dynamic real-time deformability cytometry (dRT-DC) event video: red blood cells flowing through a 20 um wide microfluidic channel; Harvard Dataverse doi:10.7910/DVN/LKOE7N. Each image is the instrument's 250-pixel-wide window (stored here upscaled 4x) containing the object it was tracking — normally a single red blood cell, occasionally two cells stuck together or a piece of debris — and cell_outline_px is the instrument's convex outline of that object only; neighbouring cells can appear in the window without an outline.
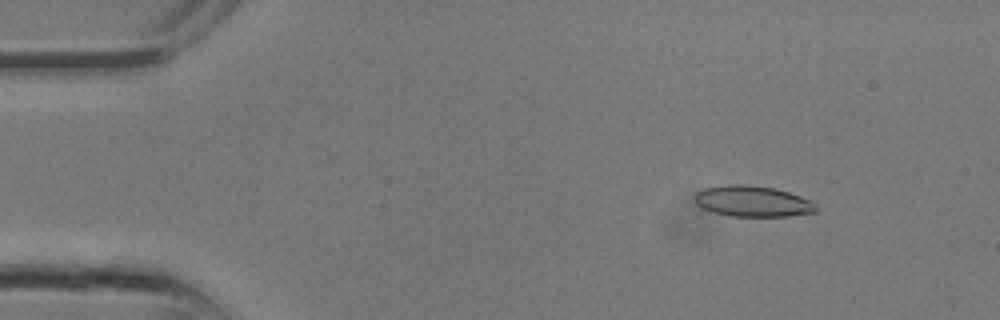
{"species": "common noctule bat (a hibernating species)", "species_latin": "Nyctalus noctula", "temperature_condition": "room temperature", "stored_images_in_passage": 15, "camera_frame_rate_fps": 3000, "um_per_image_px": 0.085, "animal": {"sex": "male", "body_mass_g": 13.3}, "frame": {"image": 1, "passage_image": 4, "time_ms": 1.0, "image_size_px": [1000, 320], "cell_outline_px": [[816, 212], [788, 216], [732, 216], [712, 212], [696, 204], [692, 196], [696, 192], [704, 188], [728, 184], [744, 184], [776, 188], [800, 196], [808, 200], [816, 208]], "centroid_in_image_um": [63.9, 17.1], "position_along_channel_um": 21.1, "area_um2": 21.79}}
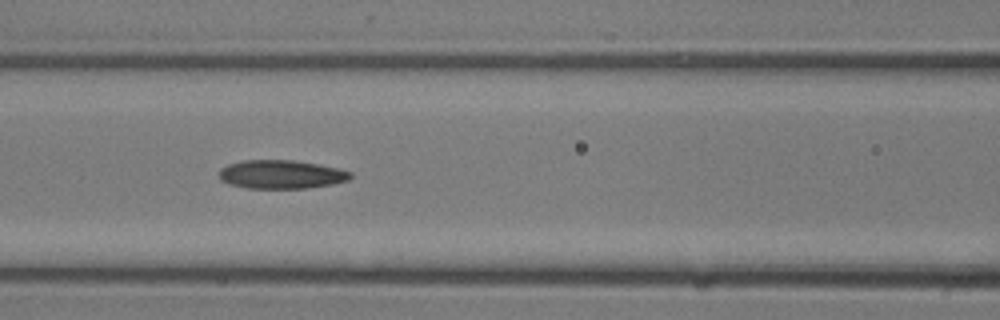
{"frame": {"image": 2, "passage_image": 12, "time_ms": 3.667, "image_size_px": [1000, 320], "cell_outline_px": [[352, 176], [348, 180], [332, 184], [308, 188], [248, 188], [228, 184], [220, 180], [220, 168], [228, 164], [244, 160], [292, 160], [320, 164], [340, 168], [352, 172]], "centroid_in_image_um": [23.92, 14.82], "position_along_channel_um": 142.7, "area_um2": 22.02}}
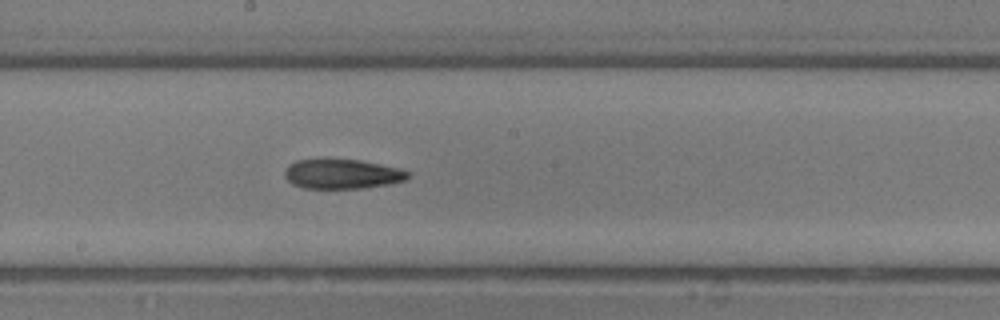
{"frame": {"image": 3, "passage_image": 15, "time_ms": 4.667, "image_size_px": [1000, 320], "cell_outline_px": [[412, 172], [404, 180], [388, 184], [364, 188], [304, 188], [292, 184], [284, 176], [284, 172], [288, 164], [296, 160], [320, 156], [360, 160], [400, 168]], "centroid_in_image_um": [29.02, 14.74], "position_along_channel_um": 219.2, "area_um2": 22.08}}